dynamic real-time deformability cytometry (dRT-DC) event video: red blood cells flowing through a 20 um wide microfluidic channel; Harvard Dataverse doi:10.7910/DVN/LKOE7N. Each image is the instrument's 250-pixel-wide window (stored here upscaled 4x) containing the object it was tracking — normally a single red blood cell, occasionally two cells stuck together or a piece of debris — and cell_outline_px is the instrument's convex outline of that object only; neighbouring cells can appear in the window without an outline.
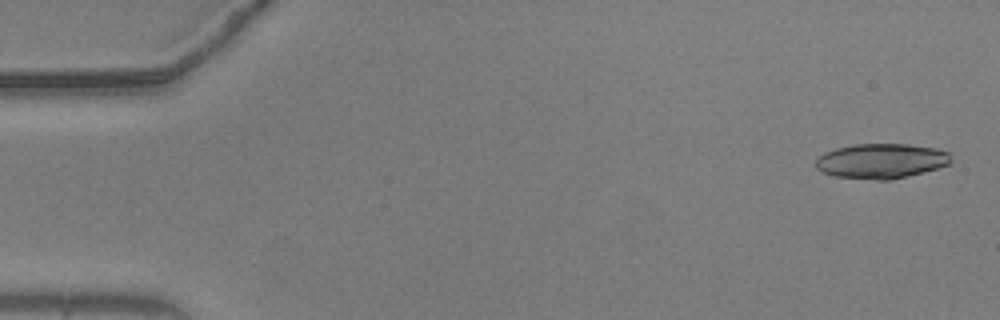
{"species": "common noctule bat (a hibernating species)", "species_latin": "Nyctalus noctula", "temperature_condition": "warm", "stored_images_in_passage": 15, "camera_frame_rate_fps": 3000, "um_per_image_px": 0.085, "animal": {"sex": "male", "body_mass_g": 20.5, "forearm_length_mm": 52.5}, "frame": {"image": 1, "passage_image": 2, "time_ms": 0.333, "image_size_px": [1000, 320], "cell_outline_px": [[952, 160], [948, 164], [936, 168], [888, 180], [876, 180], [836, 176], [820, 172], [816, 168], [816, 160], [824, 152], [836, 148], [856, 144], [908, 144], [936, 148], [952, 152]], "centroid_in_image_um": [74.9, 13.67], "position_along_channel_um": 10.1, "area_um2": 27.4}}
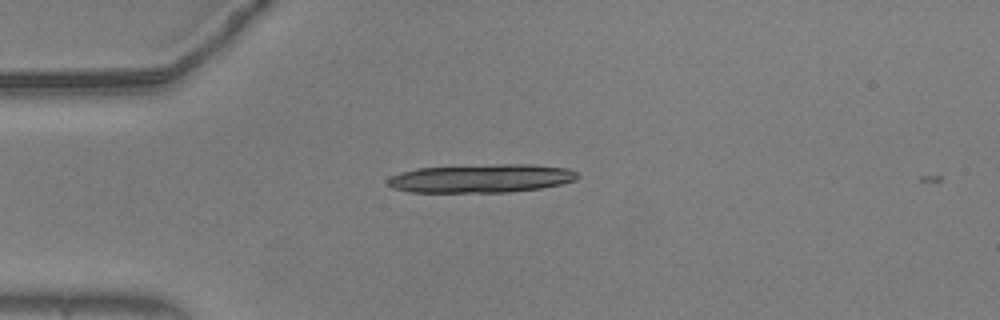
{"frame": {"image": 2, "passage_image": 14, "time_ms": 4.333, "image_size_px": [1000, 320], "cell_outline_px": [[580, 176], [576, 180], [560, 184], [540, 188], [508, 192], [408, 192], [392, 188], [388, 184], [388, 180], [392, 176], [400, 172], [416, 168], [500, 164], [532, 164], [568, 168], [576, 172]], "centroid_in_image_um": [40.92, 15.16], "position_along_channel_um": 44.1, "area_um2": 31.5}}